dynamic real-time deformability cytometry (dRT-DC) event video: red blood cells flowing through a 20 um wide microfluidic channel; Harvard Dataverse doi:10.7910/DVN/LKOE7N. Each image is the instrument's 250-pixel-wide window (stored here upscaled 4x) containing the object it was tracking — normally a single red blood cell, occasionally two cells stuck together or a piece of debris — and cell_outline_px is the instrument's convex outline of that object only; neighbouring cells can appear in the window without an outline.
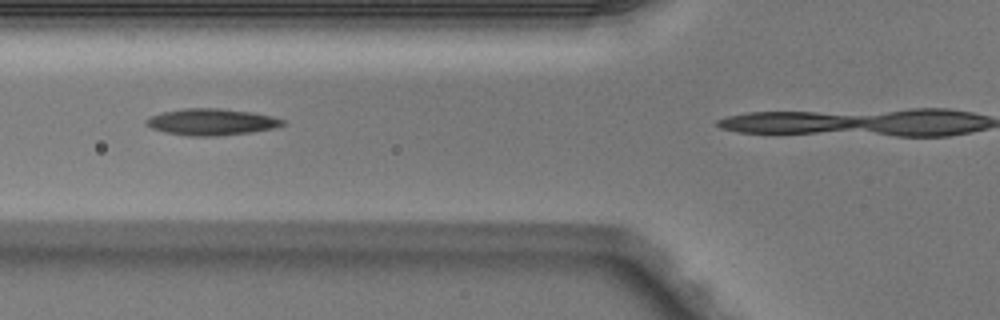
{"species": "Egyptian fruit bat (a non-hibernating species)", "species_latin": "Rousettus aegyptiacus", "temperature_condition": "warm", "stored_images_in_passage": 4, "camera_frame_rate_fps": 3000, "um_per_image_px": 0.085, "animal": {"sex": "male"}, "frame": {"image": 1, "passage_image": 2, "time_ms": 0.333, "image_size_px": [1000, 320], "cell_outline_px": [[284, 124], [272, 128], [252, 132], [216, 136], [188, 136], [164, 132], [152, 128], [144, 124], [144, 120], [160, 112], [184, 108], [220, 108], [252, 112], [272, 116], [284, 120]], "centroid_in_image_um": [17.92, 10.36], "position_along_channel_um": 107.9, "area_um2": 21.15}}